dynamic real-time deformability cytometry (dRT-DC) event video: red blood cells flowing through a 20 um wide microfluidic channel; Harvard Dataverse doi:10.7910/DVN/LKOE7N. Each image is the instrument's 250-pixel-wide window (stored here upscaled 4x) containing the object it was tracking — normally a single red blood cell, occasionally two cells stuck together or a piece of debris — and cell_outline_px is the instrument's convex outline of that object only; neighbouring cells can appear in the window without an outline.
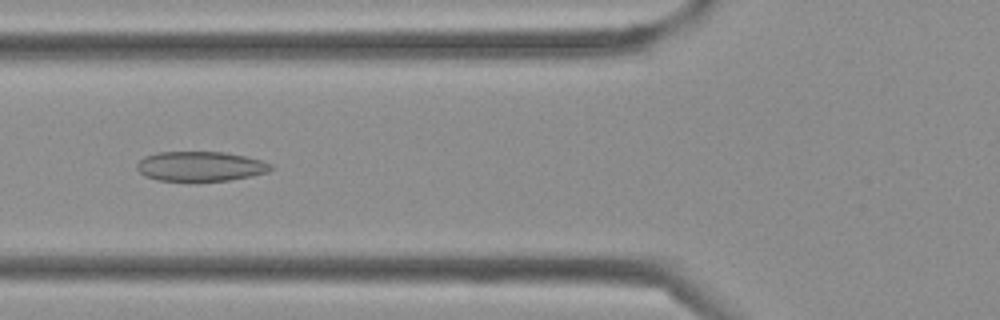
{"species": "Egyptian fruit bat (a non-hibernating species)", "species_latin": "Rousettus aegyptiacus", "temperature_condition": "cold", "stored_images_in_passage": 37, "camera_frame_rate_fps": 3000, "um_per_image_px": 0.085, "frame": {"image": 1, "passage_image": 11, "time_ms": 3.333, "image_size_px": [1000, 320], "cell_outline_px": [[276, 168], [268, 172], [252, 176], [228, 180], [196, 184], [156, 180], [144, 176], [136, 168], [136, 164], [144, 156], [156, 152], [224, 152], [244, 156], [260, 160], [272, 164]], "centroid_in_image_um": [17.01, 14.18], "position_along_channel_um": 108.8, "area_um2": 24.22}}
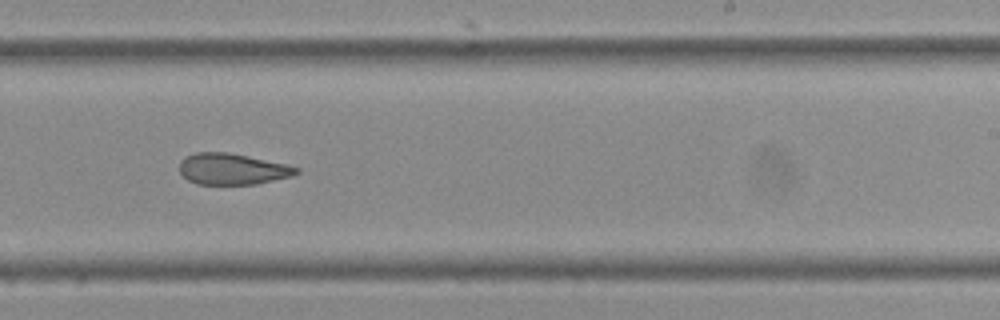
{"frame": {"image": 2, "passage_image": 21, "time_ms": 6.667, "image_size_px": [1000, 320], "cell_outline_px": [[300, 172], [292, 176], [256, 184], [196, 184], [188, 180], [180, 172], [180, 160], [184, 156], [196, 152], [228, 152], [288, 164], [300, 168]], "centroid_in_image_um": [19.76, 14.36], "position_along_channel_um": 269.2, "area_um2": 21.39}}
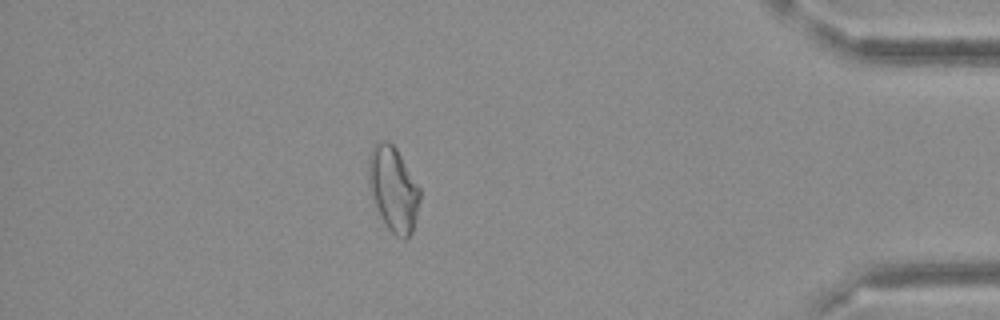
{"frame": {"image": 3, "passage_image": 32, "time_ms": 10.333, "image_size_px": [1000, 320], "cell_outline_px": [[420, 200], [412, 232], [404, 240], [396, 236], [388, 228], [372, 200], [368, 184], [368, 160], [372, 144], [376, 140], [388, 140], [396, 148], [420, 188]], "centroid_in_image_um": [33.4, 16.02], "position_along_channel_um": 401.8, "area_um2": 25.49}}